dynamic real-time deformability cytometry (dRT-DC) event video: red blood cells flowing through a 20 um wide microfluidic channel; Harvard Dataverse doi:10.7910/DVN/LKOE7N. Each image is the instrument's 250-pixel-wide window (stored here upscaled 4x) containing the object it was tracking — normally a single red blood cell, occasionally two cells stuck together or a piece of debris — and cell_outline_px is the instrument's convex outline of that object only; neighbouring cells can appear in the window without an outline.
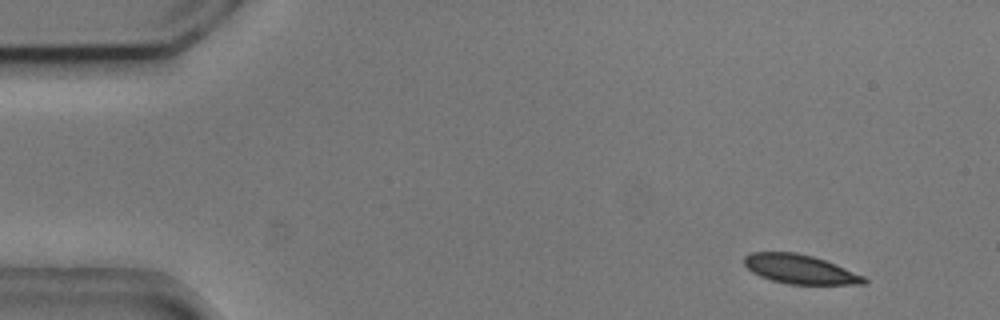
{"species": "common noctule bat (a hibernating species)", "species_latin": "Nyctalus noctula", "temperature_condition": "cold", "stored_images_in_passage": 54, "camera_frame_rate_fps": 3000, "um_per_image_px": 0.085, "animal": {"sex": "male", "body_mass_g": 20.5, "forearm_length_mm": 52.5}, "frame": {"image": 1, "passage_image": 5, "time_ms": 1.333, "image_size_px": [1000, 320], "cell_outline_px": [[868, 280], [864, 284], [788, 284], [772, 280], [760, 276], [752, 272], [744, 264], [744, 256], [752, 252], [796, 252], [812, 256], [836, 264], [864, 276]], "centroid_in_image_um": [67.99, 22.88], "position_along_channel_um": 17.0, "area_um2": 20.23}}
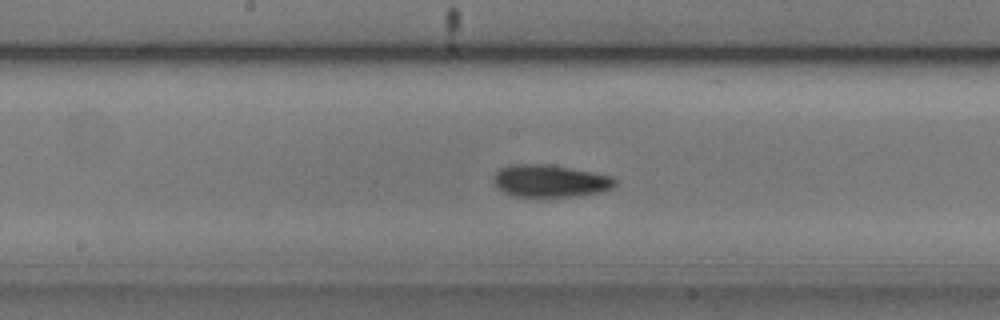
{"frame": {"image": 2, "passage_image": 28, "time_ms": 9.0, "image_size_px": [1000, 320], "cell_outline_px": [[616, 184], [612, 188], [600, 192], [580, 196], [516, 196], [504, 192], [492, 180], [496, 172], [500, 168], [508, 164], [548, 164], [612, 176], [616, 180]], "centroid_in_image_um": [46.76, 15.37], "position_along_channel_um": 201.4, "area_um2": 22.72}}
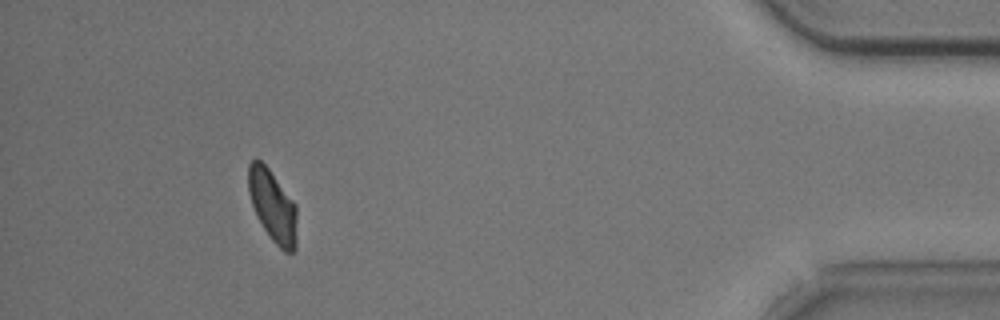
{"frame": {"image": 3, "passage_image": 50, "time_ms": 16.333, "image_size_px": [1000, 320], "cell_outline_px": [[296, 248], [292, 252], [284, 252], [272, 240], [256, 216], [248, 192], [248, 164], [256, 156], [268, 168], [296, 204]], "centroid_in_image_um": [23.16, 17.49], "position_along_channel_um": 412.0, "area_um2": 20.35}, "authors_computed_cell_mechanics": {"area_um2": 21.7039, "velocity_mm_per_s": 3.6956, "shape_relaxation_time_tau1_ms": 4.8802, "shape_relaxation_time_tau2_ms": 10.9575, "deformation_change_tau1": 0.1195, "deformation_change_tau2": 0.1499}}